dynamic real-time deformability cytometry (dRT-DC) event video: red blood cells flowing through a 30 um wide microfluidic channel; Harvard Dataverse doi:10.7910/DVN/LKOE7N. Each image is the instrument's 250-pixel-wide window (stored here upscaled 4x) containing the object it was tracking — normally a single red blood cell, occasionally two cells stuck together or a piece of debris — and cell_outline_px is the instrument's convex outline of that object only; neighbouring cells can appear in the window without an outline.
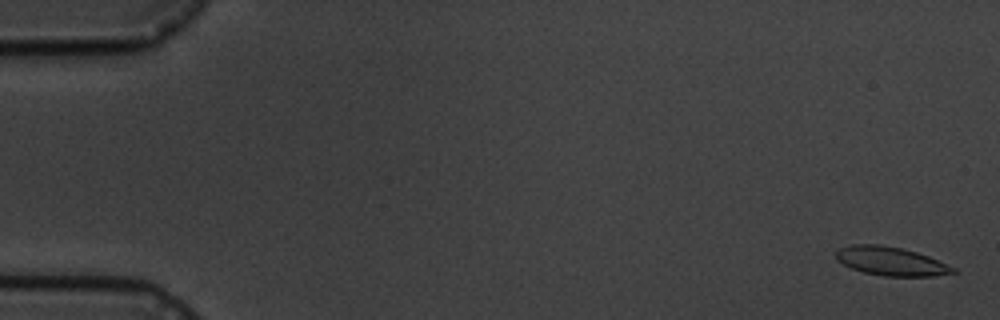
{"species": "common noctule bat (a hibernating species)", "species_latin": "Nyctalus noctula", "temperature_condition": "cold", "stored_images_in_passage": 4, "camera_frame_rate_fps": 3000, "um_per_image_px": 0.085, "animal": {"sex": "male", "body_mass_g": 19.5, "forearm_length_mm": 54.6}, "frame": {"image": 1, "passage_image": 1, "time_ms": 0.0, "image_size_px": [1000, 320], "cell_outline_px": [[956, 272], [932, 276], [884, 276], [864, 272], [852, 268], [836, 260], [836, 252], [840, 248], [852, 244], [880, 244], [900, 248], [916, 252], [928, 256], [956, 268]], "centroid_in_image_um": [75.71, 22.2], "position_along_channel_um": 9.3, "area_um2": 19.36}}